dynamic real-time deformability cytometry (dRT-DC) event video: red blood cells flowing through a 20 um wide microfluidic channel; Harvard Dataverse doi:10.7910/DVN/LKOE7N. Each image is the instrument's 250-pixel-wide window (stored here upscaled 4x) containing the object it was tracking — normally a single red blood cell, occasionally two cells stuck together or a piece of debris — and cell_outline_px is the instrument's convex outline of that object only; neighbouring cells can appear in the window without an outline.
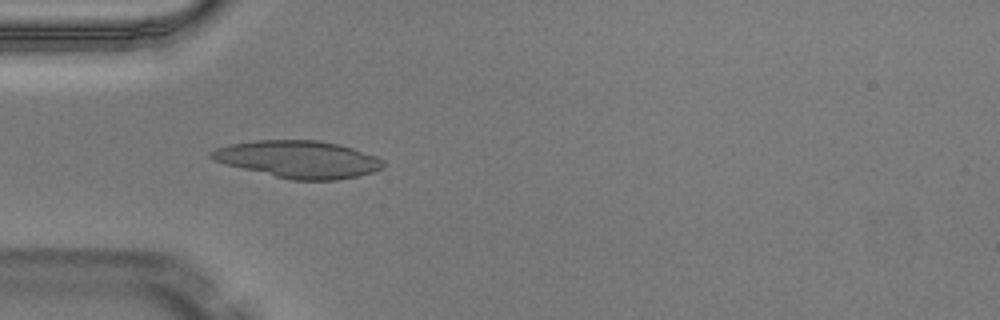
{"species": "Egyptian fruit bat (a non-hibernating species)", "species_latin": "Rousettus aegyptiacus", "temperature_condition": "warm", "stored_images_in_passage": 6, "camera_frame_rate_fps": 3000, "um_per_image_px": 0.085, "animal": {"sex": "male"}, "frame": {"image": 1, "passage_image": 6, "time_ms": 1.667, "image_size_px": [1000, 320], "cell_outline_px": [[384, 168], [372, 172], [356, 176], [336, 180], [292, 180], [212, 160], [208, 156], [208, 152], [216, 148], [232, 144], [256, 140], [316, 140], [336, 144], [352, 148], [376, 156], [384, 160]], "centroid_in_image_um": [25.38, 13.53], "position_along_channel_um": 59.6, "area_um2": 36.88}}